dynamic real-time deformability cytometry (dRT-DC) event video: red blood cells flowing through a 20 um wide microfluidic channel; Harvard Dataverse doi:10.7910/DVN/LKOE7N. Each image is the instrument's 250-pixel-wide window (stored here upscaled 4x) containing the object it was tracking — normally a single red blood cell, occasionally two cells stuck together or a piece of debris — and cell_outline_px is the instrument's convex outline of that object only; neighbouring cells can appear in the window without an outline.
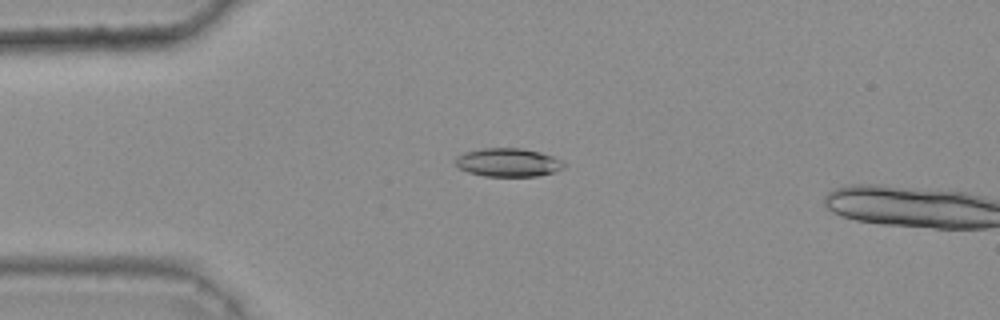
{"species": "common noctule bat (a hibernating species)", "species_latin": "Nyctalus noctula", "temperature_condition": "warm", "stored_images_in_passage": 15, "camera_frame_rate_fps": 3000, "um_per_image_px": 0.085, "animal": {"sex": "female", "body_mass_g": 25.1}, "frame": {"image": 1, "passage_image": 13, "time_ms": 4.0, "image_size_px": [1000, 320], "cell_outline_px": [[564, 168], [556, 172], [536, 176], [484, 176], [468, 172], [460, 168], [456, 164], [456, 156], [464, 152], [484, 148], [520, 148], [540, 152], [552, 156], [560, 160], [564, 164]], "centroid_in_image_um": [43.19, 13.81], "position_along_channel_um": 41.8, "area_um2": 17.92}}